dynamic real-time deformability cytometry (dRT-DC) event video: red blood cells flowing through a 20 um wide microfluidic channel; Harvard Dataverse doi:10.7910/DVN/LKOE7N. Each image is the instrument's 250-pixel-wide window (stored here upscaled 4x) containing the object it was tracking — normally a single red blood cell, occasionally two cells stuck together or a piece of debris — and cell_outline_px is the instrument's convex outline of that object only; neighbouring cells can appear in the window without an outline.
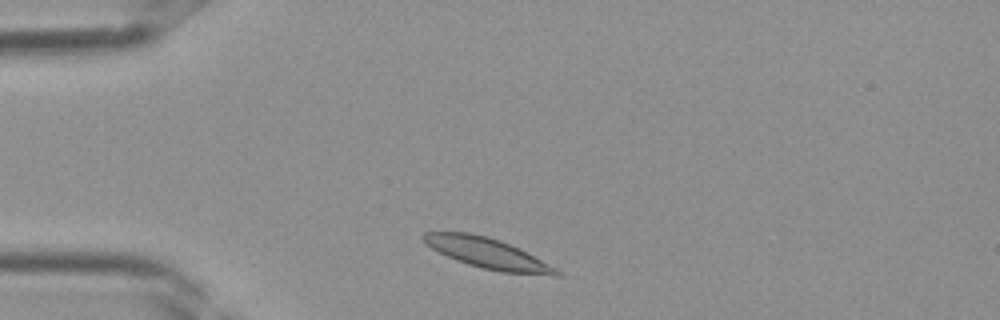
{"species": "Egyptian fruit bat (a non-hibernating species)", "species_latin": "Rousettus aegyptiacus", "temperature_condition": "room temperature", "stored_images_in_passage": 26, "camera_frame_rate_fps": 3000, "um_per_image_px": 0.085, "frame": {"image": 1, "passage_image": 2, "time_ms": 0.333, "image_size_px": [1000, 320], "cell_outline_px": [[560, 276], [552, 276], [500, 272], [468, 264], [456, 260], [424, 244], [420, 236], [424, 232], [468, 232], [488, 236], [500, 240], [520, 248], [556, 268], [560, 272]], "centroid_in_image_um": [41.44, 21.52], "position_along_channel_um": 43.6, "area_um2": 23.64}}
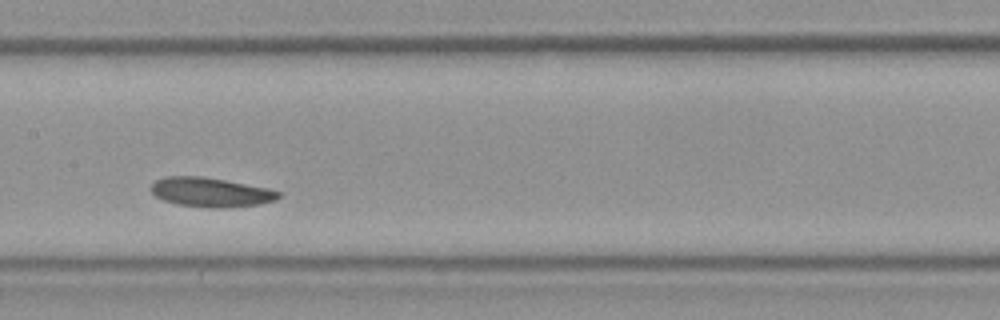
{"frame": {"image": 2, "passage_image": 12, "time_ms": 3.667, "image_size_px": [1000, 320], "cell_outline_px": [[280, 196], [276, 200], [260, 204], [228, 208], [208, 208], [176, 204], [164, 200], [156, 196], [152, 192], [152, 184], [156, 180], [164, 176], [200, 176], [224, 180], [268, 188], [280, 192]], "centroid_in_image_um": [17.92, 16.35], "position_along_channel_um": 189.5, "area_um2": 21.79}}
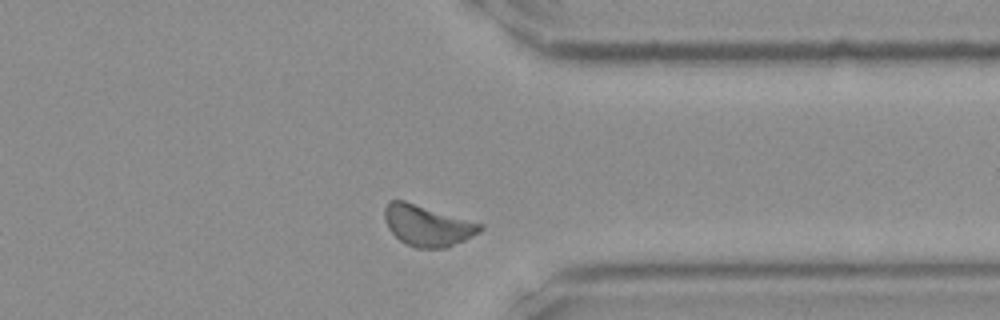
{"frame": {"image": 3, "passage_image": 23, "time_ms": 7.333, "image_size_px": [1000, 320], "cell_outline_px": [[484, 228], [480, 232], [464, 240], [444, 248], [416, 248], [400, 240], [388, 228], [384, 220], [384, 208], [388, 200], [404, 200], [484, 224]], "centroid_in_image_um": [36.32, 19.15], "position_along_channel_um": 375.1, "area_um2": 22.77}}